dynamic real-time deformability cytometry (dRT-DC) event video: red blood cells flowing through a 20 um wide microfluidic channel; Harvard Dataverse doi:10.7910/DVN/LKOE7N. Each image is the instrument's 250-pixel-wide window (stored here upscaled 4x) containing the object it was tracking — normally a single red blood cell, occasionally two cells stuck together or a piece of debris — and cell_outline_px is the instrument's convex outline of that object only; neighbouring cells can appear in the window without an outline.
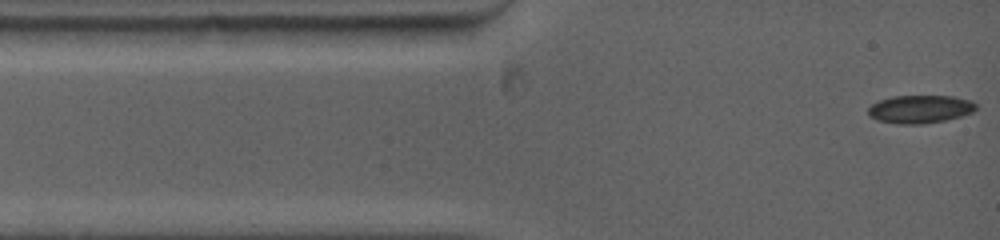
{"species": "common noctule bat (a hibernating species)", "species_latin": "Nyctalus noctula", "temperature_condition": "warm", "stored_images_in_passage": 56, "camera_frame_rate_fps": 5000, "um_per_image_px": 0.085, "animal": {"sex": "female", "body_mass_g": 19.0, "forearm_length_mm": 53.3}, "frame": {"image": 1, "passage_image": 1, "time_ms": 0.0, "image_size_px": [1000, 240], "cell_outline_px": [[976, 108], [972, 112], [960, 116], [944, 120], [920, 124], [896, 124], [876, 120], [868, 116], [868, 108], [872, 104], [880, 100], [892, 96], [952, 96], [972, 100], [976, 104]], "centroid_in_image_um": [78.17, 9.27], "position_along_channel_um": 6.8, "area_um2": 17.63}}
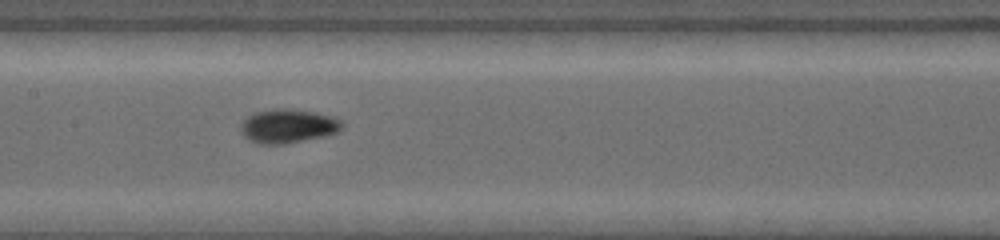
{"frame": {"image": 2, "passage_image": 16, "time_ms": 5.6, "image_size_px": [1000, 240], "cell_outline_px": [[344, 124], [336, 132], [324, 136], [284, 144], [256, 144], [248, 140], [240, 132], [240, 124], [248, 116], [256, 112], [284, 108], [312, 112], [328, 116], [340, 120]], "centroid_in_image_um": [24.41, 10.74], "position_along_channel_um": 183.0, "area_um2": 19.71}}
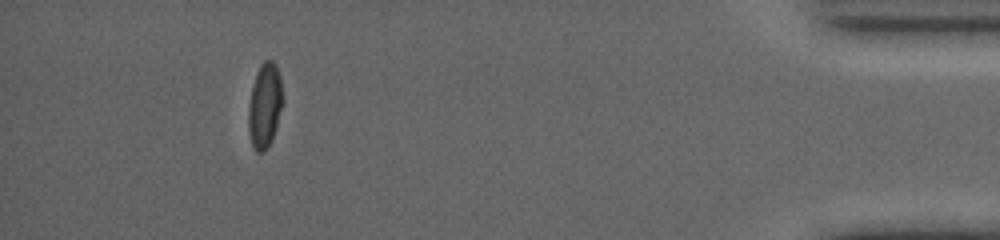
{"frame": {"image": 3, "passage_image": 48, "time_ms": 13.4, "image_size_px": [1000, 240], "cell_outline_px": [[284, 100], [276, 128], [272, 140], [268, 148], [264, 152], [256, 152], [252, 144], [248, 132], [248, 104], [252, 88], [260, 64], [264, 60], [272, 60], [276, 64], [280, 76]], "centroid_in_image_um": [22.52, 8.99], "position_along_channel_um": 412.7, "area_um2": 17.22}, "authors_computed_cell_mechanics": {"area_um2": 17.3689, "velocity_mm_per_s": 3.9775, "shape_relaxation_time_tau1_ms": 5.2528, "shape_relaxation_time_tau2_ms": 2.4176, "deformation_change_tau1": 0.1396, "deformation_change_tau2": 0.0543}}